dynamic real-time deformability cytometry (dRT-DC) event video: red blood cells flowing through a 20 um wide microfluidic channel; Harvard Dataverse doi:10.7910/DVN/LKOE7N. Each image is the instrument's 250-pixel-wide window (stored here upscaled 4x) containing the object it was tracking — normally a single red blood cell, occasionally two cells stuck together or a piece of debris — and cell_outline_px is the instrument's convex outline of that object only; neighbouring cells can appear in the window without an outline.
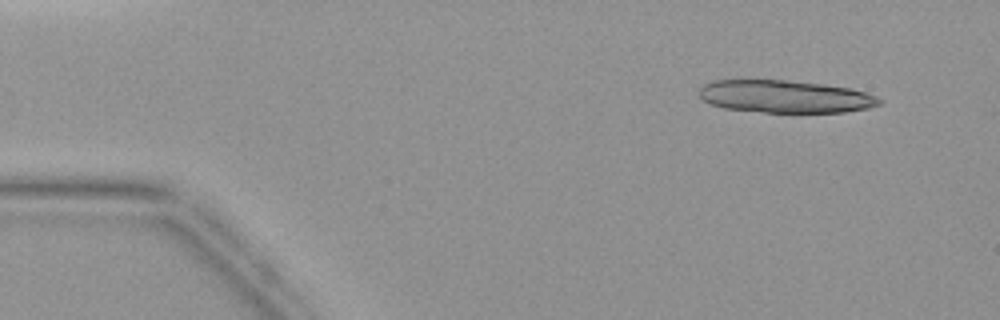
{"species": "common noctule bat (a hibernating species)", "species_latin": "Nyctalus noctula", "temperature_condition": "warm", "stored_images_in_passage": 45, "camera_frame_rate_fps": 3000, "um_per_image_px": 0.085, "animal": {"sex": "female", "body_mass_g": 19.9}, "frame": {"image": 1, "passage_image": 4, "time_ms": 1.0, "image_size_px": [1000, 320], "cell_outline_px": [[884, 100], [880, 104], [868, 108], [844, 112], [764, 112], [724, 108], [712, 104], [704, 100], [700, 96], [700, 88], [704, 84], [712, 80], [784, 80], [824, 84], [852, 88], [868, 92]], "centroid_in_image_um": [66.78, 8.2], "position_along_channel_um": 18.2, "area_um2": 34.22}}
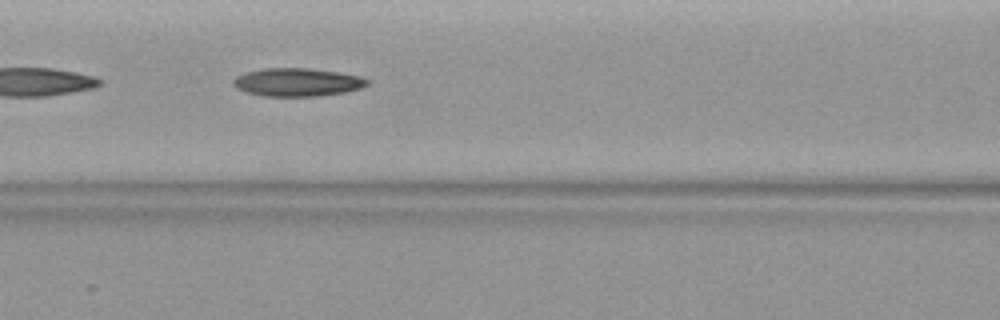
{"frame": {"image": 2, "passage_image": 19, "time_ms": 6.0, "image_size_px": [1000, 320], "cell_outline_px": [[372, 80], [368, 84], [360, 88], [344, 92], [316, 96], [264, 96], [248, 92], [236, 88], [232, 84], [232, 80], [236, 76], [248, 72], [264, 68], [308, 68], [340, 72], [360, 76]], "centroid_in_image_um": [25.29, 6.98], "position_along_channel_um": 141.3, "area_um2": 21.96}}
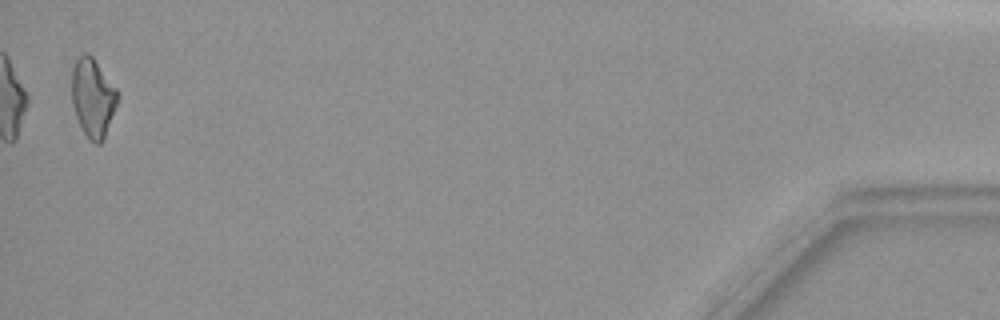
{"frame": {"image": 3, "passage_image": 44, "time_ms": 14.333, "image_size_px": [1000, 320], "cell_outline_px": [[116, 104], [104, 140], [100, 144], [96, 144], [84, 132], [76, 116], [72, 104], [72, 68], [76, 60], [84, 52], [92, 56], [116, 88]], "centroid_in_image_um": [7.87, 8.29], "position_along_channel_um": 427.3, "area_um2": 20.46}}